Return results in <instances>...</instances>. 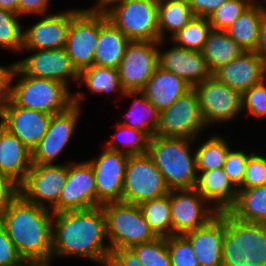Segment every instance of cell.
<instances>
[{
	"label": "cell",
	"instance_id": "6da1fadb",
	"mask_svg": "<svg viewBox=\"0 0 266 266\" xmlns=\"http://www.w3.org/2000/svg\"><path fill=\"white\" fill-rule=\"evenodd\" d=\"M106 216L102 206L54 213L52 220V259L80 256L107 266L111 254Z\"/></svg>",
	"mask_w": 266,
	"mask_h": 266
},
{
	"label": "cell",
	"instance_id": "7a4b0ae2",
	"mask_svg": "<svg viewBox=\"0 0 266 266\" xmlns=\"http://www.w3.org/2000/svg\"><path fill=\"white\" fill-rule=\"evenodd\" d=\"M53 215L19 193L1 212L0 222L24 261L52 260Z\"/></svg>",
	"mask_w": 266,
	"mask_h": 266
},
{
	"label": "cell",
	"instance_id": "3957f363",
	"mask_svg": "<svg viewBox=\"0 0 266 266\" xmlns=\"http://www.w3.org/2000/svg\"><path fill=\"white\" fill-rule=\"evenodd\" d=\"M195 140L154 135L148 141L147 154L162 173L170 190L194 189L197 182Z\"/></svg>",
	"mask_w": 266,
	"mask_h": 266
},
{
	"label": "cell",
	"instance_id": "277c9868",
	"mask_svg": "<svg viewBox=\"0 0 266 266\" xmlns=\"http://www.w3.org/2000/svg\"><path fill=\"white\" fill-rule=\"evenodd\" d=\"M222 266H266V224L241 221L226 211Z\"/></svg>",
	"mask_w": 266,
	"mask_h": 266
},
{
	"label": "cell",
	"instance_id": "5b68a950",
	"mask_svg": "<svg viewBox=\"0 0 266 266\" xmlns=\"http://www.w3.org/2000/svg\"><path fill=\"white\" fill-rule=\"evenodd\" d=\"M15 77L18 80L13 83ZM10 99L17 106L50 115L66 111L74 104V94L65 84L55 80L27 76L17 68L12 77Z\"/></svg>",
	"mask_w": 266,
	"mask_h": 266
},
{
	"label": "cell",
	"instance_id": "8992f818",
	"mask_svg": "<svg viewBox=\"0 0 266 266\" xmlns=\"http://www.w3.org/2000/svg\"><path fill=\"white\" fill-rule=\"evenodd\" d=\"M104 12L130 41H160L158 0H118Z\"/></svg>",
	"mask_w": 266,
	"mask_h": 266
},
{
	"label": "cell",
	"instance_id": "52a82bcc",
	"mask_svg": "<svg viewBox=\"0 0 266 266\" xmlns=\"http://www.w3.org/2000/svg\"><path fill=\"white\" fill-rule=\"evenodd\" d=\"M106 216L107 240L112 250L131 248L157 238L139 205L109 202L102 205Z\"/></svg>",
	"mask_w": 266,
	"mask_h": 266
},
{
	"label": "cell",
	"instance_id": "ba28073f",
	"mask_svg": "<svg viewBox=\"0 0 266 266\" xmlns=\"http://www.w3.org/2000/svg\"><path fill=\"white\" fill-rule=\"evenodd\" d=\"M169 192L162 173L147 153L129 155L123 181L122 202L139 205Z\"/></svg>",
	"mask_w": 266,
	"mask_h": 266
},
{
	"label": "cell",
	"instance_id": "9c48e42d",
	"mask_svg": "<svg viewBox=\"0 0 266 266\" xmlns=\"http://www.w3.org/2000/svg\"><path fill=\"white\" fill-rule=\"evenodd\" d=\"M85 97L84 92H77L71 107L52 115L47 133L31 150L32 164H55L54 160L62 154L75 134L78 119L81 118V100Z\"/></svg>",
	"mask_w": 266,
	"mask_h": 266
},
{
	"label": "cell",
	"instance_id": "30bf717a",
	"mask_svg": "<svg viewBox=\"0 0 266 266\" xmlns=\"http://www.w3.org/2000/svg\"><path fill=\"white\" fill-rule=\"evenodd\" d=\"M203 120L208 127L233 121L242 111V94L217 80L213 75L194 85Z\"/></svg>",
	"mask_w": 266,
	"mask_h": 266
},
{
	"label": "cell",
	"instance_id": "8fae6325",
	"mask_svg": "<svg viewBox=\"0 0 266 266\" xmlns=\"http://www.w3.org/2000/svg\"><path fill=\"white\" fill-rule=\"evenodd\" d=\"M68 176V163L32 164L18 193L28 202L52 209L60 198Z\"/></svg>",
	"mask_w": 266,
	"mask_h": 266
},
{
	"label": "cell",
	"instance_id": "7c38bea8",
	"mask_svg": "<svg viewBox=\"0 0 266 266\" xmlns=\"http://www.w3.org/2000/svg\"><path fill=\"white\" fill-rule=\"evenodd\" d=\"M206 127L197 94L192 88L170 107L159 112L155 135L198 140L199 132L201 133Z\"/></svg>",
	"mask_w": 266,
	"mask_h": 266
},
{
	"label": "cell",
	"instance_id": "4fadbf2b",
	"mask_svg": "<svg viewBox=\"0 0 266 266\" xmlns=\"http://www.w3.org/2000/svg\"><path fill=\"white\" fill-rule=\"evenodd\" d=\"M164 41L166 40L129 42L118 68L120 84L125 92L143 90L159 66L158 45L161 46Z\"/></svg>",
	"mask_w": 266,
	"mask_h": 266
},
{
	"label": "cell",
	"instance_id": "5bb4252c",
	"mask_svg": "<svg viewBox=\"0 0 266 266\" xmlns=\"http://www.w3.org/2000/svg\"><path fill=\"white\" fill-rule=\"evenodd\" d=\"M99 36V10L82 9L72 20L65 49L72 65L80 74L94 65Z\"/></svg>",
	"mask_w": 266,
	"mask_h": 266
},
{
	"label": "cell",
	"instance_id": "9a60e30c",
	"mask_svg": "<svg viewBox=\"0 0 266 266\" xmlns=\"http://www.w3.org/2000/svg\"><path fill=\"white\" fill-rule=\"evenodd\" d=\"M170 205L172 235L201 228L219 213L195 189L170 190Z\"/></svg>",
	"mask_w": 266,
	"mask_h": 266
},
{
	"label": "cell",
	"instance_id": "2e32d148",
	"mask_svg": "<svg viewBox=\"0 0 266 266\" xmlns=\"http://www.w3.org/2000/svg\"><path fill=\"white\" fill-rule=\"evenodd\" d=\"M97 207L94 170L88 162H69L68 176L53 213Z\"/></svg>",
	"mask_w": 266,
	"mask_h": 266
},
{
	"label": "cell",
	"instance_id": "e0dca14e",
	"mask_svg": "<svg viewBox=\"0 0 266 266\" xmlns=\"http://www.w3.org/2000/svg\"><path fill=\"white\" fill-rule=\"evenodd\" d=\"M129 155L104 148L102 153L88 162L94 170L97 206L109 202H122L123 181Z\"/></svg>",
	"mask_w": 266,
	"mask_h": 266
},
{
	"label": "cell",
	"instance_id": "ac0fdd59",
	"mask_svg": "<svg viewBox=\"0 0 266 266\" xmlns=\"http://www.w3.org/2000/svg\"><path fill=\"white\" fill-rule=\"evenodd\" d=\"M52 115L17 106L11 99L0 105V124L30 150L45 136Z\"/></svg>",
	"mask_w": 266,
	"mask_h": 266
},
{
	"label": "cell",
	"instance_id": "d6986e66",
	"mask_svg": "<svg viewBox=\"0 0 266 266\" xmlns=\"http://www.w3.org/2000/svg\"><path fill=\"white\" fill-rule=\"evenodd\" d=\"M34 54L21 61H16V68L27 76L55 80L69 88V81L79 82V73L72 65L71 59L64 48L47 50H25Z\"/></svg>",
	"mask_w": 266,
	"mask_h": 266
},
{
	"label": "cell",
	"instance_id": "ffe728a7",
	"mask_svg": "<svg viewBox=\"0 0 266 266\" xmlns=\"http://www.w3.org/2000/svg\"><path fill=\"white\" fill-rule=\"evenodd\" d=\"M82 9H69L43 15L42 19L23 30L22 50L60 49L66 46L71 20Z\"/></svg>",
	"mask_w": 266,
	"mask_h": 266
},
{
	"label": "cell",
	"instance_id": "44dd1931",
	"mask_svg": "<svg viewBox=\"0 0 266 266\" xmlns=\"http://www.w3.org/2000/svg\"><path fill=\"white\" fill-rule=\"evenodd\" d=\"M212 75L243 94L266 79V65L256 52L245 51L240 57L220 67Z\"/></svg>",
	"mask_w": 266,
	"mask_h": 266
},
{
	"label": "cell",
	"instance_id": "7402d4cb",
	"mask_svg": "<svg viewBox=\"0 0 266 266\" xmlns=\"http://www.w3.org/2000/svg\"><path fill=\"white\" fill-rule=\"evenodd\" d=\"M184 236L193 246L200 266H222L225 236V212H220L207 225Z\"/></svg>",
	"mask_w": 266,
	"mask_h": 266
},
{
	"label": "cell",
	"instance_id": "603a6c76",
	"mask_svg": "<svg viewBox=\"0 0 266 266\" xmlns=\"http://www.w3.org/2000/svg\"><path fill=\"white\" fill-rule=\"evenodd\" d=\"M159 47V67L184 79L192 87L212 76L201 52L187 50L175 44L164 52Z\"/></svg>",
	"mask_w": 266,
	"mask_h": 266
},
{
	"label": "cell",
	"instance_id": "cb8c5ba5",
	"mask_svg": "<svg viewBox=\"0 0 266 266\" xmlns=\"http://www.w3.org/2000/svg\"><path fill=\"white\" fill-rule=\"evenodd\" d=\"M32 167V151L0 124V172L19 186Z\"/></svg>",
	"mask_w": 266,
	"mask_h": 266
},
{
	"label": "cell",
	"instance_id": "d4e9b609",
	"mask_svg": "<svg viewBox=\"0 0 266 266\" xmlns=\"http://www.w3.org/2000/svg\"><path fill=\"white\" fill-rule=\"evenodd\" d=\"M130 40L99 10V36L94 54V65L119 68Z\"/></svg>",
	"mask_w": 266,
	"mask_h": 266
},
{
	"label": "cell",
	"instance_id": "484cf974",
	"mask_svg": "<svg viewBox=\"0 0 266 266\" xmlns=\"http://www.w3.org/2000/svg\"><path fill=\"white\" fill-rule=\"evenodd\" d=\"M194 189L219 213L233 206L238 193L223 168L198 171Z\"/></svg>",
	"mask_w": 266,
	"mask_h": 266
},
{
	"label": "cell",
	"instance_id": "4316f807",
	"mask_svg": "<svg viewBox=\"0 0 266 266\" xmlns=\"http://www.w3.org/2000/svg\"><path fill=\"white\" fill-rule=\"evenodd\" d=\"M191 89L184 79L158 66L141 92L161 112Z\"/></svg>",
	"mask_w": 266,
	"mask_h": 266
},
{
	"label": "cell",
	"instance_id": "83f0119b",
	"mask_svg": "<svg viewBox=\"0 0 266 266\" xmlns=\"http://www.w3.org/2000/svg\"><path fill=\"white\" fill-rule=\"evenodd\" d=\"M266 15L258 0H255L226 30L227 34L245 51L256 52L260 24Z\"/></svg>",
	"mask_w": 266,
	"mask_h": 266
},
{
	"label": "cell",
	"instance_id": "f1b7e54d",
	"mask_svg": "<svg viewBox=\"0 0 266 266\" xmlns=\"http://www.w3.org/2000/svg\"><path fill=\"white\" fill-rule=\"evenodd\" d=\"M244 52L245 50L226 31L212 29L201 53L206 59L208 69L213 74Z\"/></svg>",
	"mask_w": 266,
	"mask_h": 266
},
{
	"label": "cell",
	"instance_id": "f546056e",
	"mask_svg": "<svg viewBox=\"0 0 266 266\" xmlns=\"http://www.w3.org/2000/svg\"><path fill=\"white\" fill-rule=\"evenodd\" d=\"M228 212L241 221L266 224V184L238 189L236 201Z\"/></svg>",
	"mask_w": 266,
	"mask_h": 266
},
{
	"label": "cell",
	"instance_id": "4dcf8cb0",
	"mask_svg": "<svg viewBox=\"0 0 266 266\" xmlns=\"http://www.w3.org/2000/svg\"><path fill=\"white\" fill-rule=\"evenodd\" d=\"M133 97L127 118L120 124L143 132L149 139L155 135L159 111L141 91L125 92L123 97ZM129 120V121H128Z\"/></svg>",
	"mask_w": 266,
	"mask_h": 266
},
{
	"label": "cell",
	"instance_id": "1f68e13d",
	"mask_svg": "<svg viewBox=\"0 0 266 266\" xmlns=\"http://www.w3.org/2000/svg\"><path fill=\"white\" fill-rule=\"evenodd\" d=\"M188 0H158V28L160 40L171 39L194 17Z\"/></svg>",
	"mask_w": 266,
	"mask_h": 266
},
{
	"label": "cell",
	"instance_id": "d6a6232c",
	"mask_svg": "<svg viewBox=\"0 0 266 266\" xmlns=\"http://www.w3.org/2000/svg\"><path fill=\"white\" fill-rule=\"evenodd\" d=\"M142 214L157 237L172 235L170 192L139 204Z\"/></svg>",
	"mask_w": 266,
	"mask_h": 266
},
{
	"label": "cell",
	"instance_id": "836d02e7",
	"mask_svg": "<svg viewBox=\"0 0 266 266\" xmlns=\"http://www.w3.org/2000/svg\"><path fill=\"white\" fill-rule=\"evenodd\" d=\"M85 82L88 90L96 94H108L111 92H119L124 95L119 78L117 68L99 67L93 65L90 68L84 69L79 74V83Z\"/></svg>",
	"mask_w": 266,
	"mask_h": 266
},
{
	"label": "cell",
	"instance_id": "e575fe53",
	"mask_svg": "<svg viewBox=\"0 0 266 266\" xmlns=\"http://www.w3.org/2000/svg\"><path fill=\"white\" fill-rule=\"evenodd\" d=\"M211 135L195 150L197 171H209L223 168L227 154L231 149L226 138Z\"/></svg>",
	"mask_w": 266,
	"mask_h": 266
},
{
	"label": "cell",
	"instance_id": "d590c367",
	"mask_svg": "<svg viewBox=\"0 0 266 266\" xmlns=\"http://www.w3.org/2000/svg\"><path fill=\"white\" fill-rule=\"evenodd\" d=\"M117 132L112 139L106 142V148L127 155H140L147 153L149 138L141 131L116 124ZM122 147H121V145Z\"/></svg>",
	"mask_w": 266,
	"mask_h": 266
},
{
	"label": "cell",
	"instance_id": "8d00e7d4",
	"mask_svg": "<svg viewBox=\"0 0 266 266\" xmlns=\"http://www.w3.org/2000/svg\"><path fill=\"white\" fill-rule=\"evenodd\" d=\"M211 30L208 18L194 16L171 40L178 47L202 52Z\"/></svg>",
	"mask_w": 266,
	"mask_h": 266
},
{
	"label": "cell",
	"instance_id": "74e56055",
	"mask_svg": "<svg viewBox=\"0 0 266 266\" xmlns=\"http://www.w3.org/2000/svg\"><path fill=\"white\" fill-rule=\"evenodd\" d=\"M20 16L12 11L0 9V47L21 51L23 47V26Z\"/></svg>",
	"mask_w": 266,
	"mask_h": 266
},
{
	"label": "cell",
	"instance_id": "f35d334b",
	"mask_svg": "<svg viewBox=\"0 0 266 266\" xmlns=\"http://www.w3.org/2000/svg\"><path fill=\"white\" fill-rule=\"evenodd\" d=\"M131 248L144 266H171V258L164 237H157L152 241L136 244Z\"/></svg>",
	"mask_w": 266,
	"mask_h": 266
},
{
	"label": "cell",
	"instance_id": "ab89813d",
	"mask_svg": "<svg viewBox=\"0 0 266 266\" xmlns=\"http://www.w3.org/2000/svg\"><path fill=\"white\" fill-rule=\"evenodd\" d=\"M255 0H227L208 18L212 29L226 31Z\"/></svg>",
	"mask_w": 266,
	"mask_h": 266
},
{
	"label": "cell",
	"instance_id": "60d3db41",
	"mask_svg": "<svg viewBox=\"0 0 266 266\" xmlns=\"http://www.w3.org/2000/svg\"><path fill=\"white\" fill-rule=\"evenodd\" d=\"M171 266H200L190 241L184 235L166 237Z\"/></svg>",
	"mask_w": 266,
	"mask_h": 266
},
{
	"label": "cell",
	"instance_id": "b9f144b4",
	"mask_svg": "<svg viewBox=\"0 0 266 266\" xmlns=\"http://www.w3.org/2000/svg\"><path fill=\"white\" fill-rule=\"evenodd\" d=\"M244 151L245 150L230 149L223 165L224 172L237 189L242 185L246 172L247 160L253 153H245Z\"/></svg>",
	"mask_w": 266,
	"mask_h": 266
},
{
	"label": "cell",
	"instance_id": "7bdbcfd3",
	"mask_svg": "<svg viewBox=\"0 0 266 266\" xmlns=\"http://www.w3.org/2000/svg\"><path fill=\"white\" fill-rule=\"evenodd\" d=\"M266 184V158L253 152L248 160L242 185L238 189L254 188Z\"/></svg>",
	"mask_w": 266,
	"mask_h": 266
},
{
	"label": "cell",
	"instance_id": "ee69618b",
	"mask_svg": "<svg viewBox=\"0 0 266 266\" xmlns=\"http://www.w3.org/2000/svg\"><path fill=\"white\" fill-rule=\"evenodd\" d=\"M253 116L266 117V79L242 94V111Z\"/></svg>",
	"mask_w": 266,
	"mask_h": 266
},
{
	"label": "cell",
	"instance_id": "f6af8a7d",
	"mask_svg": "<svg viewBox=\"0 0 266 266\" xmlns=\"http://www.w3.org/2000/svg\"><path fill=\"white\" fill-rule=\"evenodd\" d=\"M24 262L10 240L6 228L0 222V266H21Z\"/></svg>",
	"mask_w": 266,
	"mask_h": 266
},
{
	"label": "cell",
	"instance_id": "bcb514c9",
	"mask_svg": "<svg viewBox=\"0 0 266 266\" xmlns=\"http://www.w3.org/2000/svg\"><path fill=\"white\" fill-rule=\"evenodd\" d=\"M107 266H144L132 248H120L111 251Z\"/></svg>",
	"mask_w": 266,
	"mask_h": 266
},
{
	"label": "cell",
	"instance_id": "7dc6e473",
	"mask_svg": "<svg viewBox=\"0 0 266 266\" xmlns=\"http://www.w3.org/2000/svg\"><path fill=\"white\" fill-rule=\"evenodd\" d=\"M49 6L50 0H18V15H47Z\"/></svg>",
	"mask_w": 266,
	"mask_h": 266
},
{
	"label": "cell",
	"instance_id": "c3c4849f",
	"mask_svg": "<svg viewBox=\"0 0 266 266\" xmlns=\"http://www.w3.org/2000/svg\"><path fill=\"white\" fill-rule=\"evenodd\" d=\"M16 62L8 66L0 65V105L11 97L12 77Z\"/></svg>",
	"mask_w": 266,
	"mask_h": 266
},
{
	"label": "cell",
	"instance_id": "681fc988",
	"mask_svg": "<svg viewBox=\"0 0 266 266\" xmlns=\"http://www.w3.org/2000/svg\"><path fill=\"white\" fill-rule=\"evenodd\" d=\"M227 0H188L195 16L209 18V16Z\"/></svg>",
	"mask_w": 266,
	"mask_h": 266
},
{
	"label": "cell",
	"instance_id": "f907efd6",
	"mask_svg": "<svg viewBox=\"0 0 266 266\" xmlns=\"http://www.w3.org/2000/svg\"><path fill=\"white\" fill-rule=\"evenodd\" d=\"M18 194V186L0 172V214Z\"/></svg>",
	"mask_w": 266,
	"mask_h": 266
},
{
	"label": "cell",
	"instance_id": "816d5d0a",
	"mask_svg": "<svg viewBox=\"0 0 266 266\" xmlns=\"http://www.w3.org/2000/svg\"><path fill=\"white\" fill-rule=\"evenodd\" d=\"M256 53L262 58L266 65V15L260 24L259 42Z\"/></svg>",
	"mask_w": 266,
	"mask_h": 266
},
{
	"label": "cell",
	"instance_id": "f5cc1de1",
	"mask_svg": "<svg viewBox=\"0 0 266 266\" xmlns=\"http://www.w3.org/2000/svg\"><path fill=\"white\" fill-rule=\"evenodd\" d=\"M0 9H5L18 14V0H0Z\"/></svg>",
	"mask_w": 266,
	"mask_h": 266
},
{
	"label": "cell",
	"instance_id": "db71d44e",
	"mask_svg": "<svg viewBox=\"0 0 266 266\" xmlns=\"http://www.w3.org/2000/svg\"><path fill=\"white\" fill-rule=\"evenodd\" d=\"M115 1L118 0H97L96 6L91 7V9L104 11L110 4L114 3Z\"/></svg>",
	"mask_w": 266,
	"mask_h": 266
},
{
	"label": "cell",
	"instance_id": "11a10c76",
	"mask_svg": "<svg viewBox=\"0 0 266 266\" xmlns=\"http://www.w3.org/2000/svg\"><path fill=\"white\" fill-rule=\"evenodd\" d=\"M52 261H25L21 266H51Z\"/></svg>",
	"mask_w": 266,
	"mask_h": 266
},
{
	"label": "cell",
	"instance_id": "9f6ffc18",
	"mask_svg": "<svg viewBox=\"0 0 266 266\" xmlns=\"http://www.w3.org/2000/svg\"><path fill=\"white\" fill-rule=\"evenodd\" d=\"M259 3H260L261 7L263 8V10H264L265 13H266V6H265V4H263V2H259Z\"/></svg>",
	"mask_w": 266,
	"mask_h": 266
}]
</instances>
